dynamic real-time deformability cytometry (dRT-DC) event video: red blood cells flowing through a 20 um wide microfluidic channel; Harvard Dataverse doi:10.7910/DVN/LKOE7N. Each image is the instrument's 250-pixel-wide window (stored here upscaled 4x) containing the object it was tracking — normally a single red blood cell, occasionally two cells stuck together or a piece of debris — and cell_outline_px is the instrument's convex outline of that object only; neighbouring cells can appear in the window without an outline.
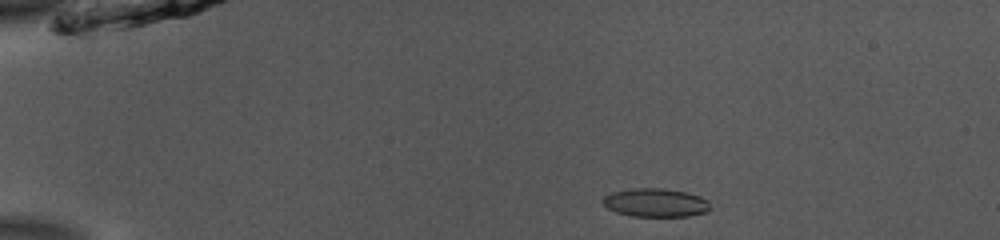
{"species": "common noctule bat (a hibernating species)", "species_latin": "Nyctalus noctula", "temperature_condition": "room temperature", "stored_images_in_passage": 43, "camera_frame_rate_fps": 3000, "um_per_image_px": 0.085, "animal": {"sex": "male", "body_mass_g": 13.0, "forearm_length_mm": 53.1}, "frame": {"image": 1, "passage_image": 1, "time_ms": 0.0, "image_size_px": [1000, 240], "cell_outline_px": [[712, 208], [708, 212], [688, 216], [632, 216], [616, 212], [608, 208], [604, 204], [604, 196], [612, 192], [632, 188], [664, 188], [684, 192], [700, 196], [708, 200]], "centroid_in_image_um": [55.77, 17.23], "position_along_channel_um": 29.2, "area_um2": 17.86}}
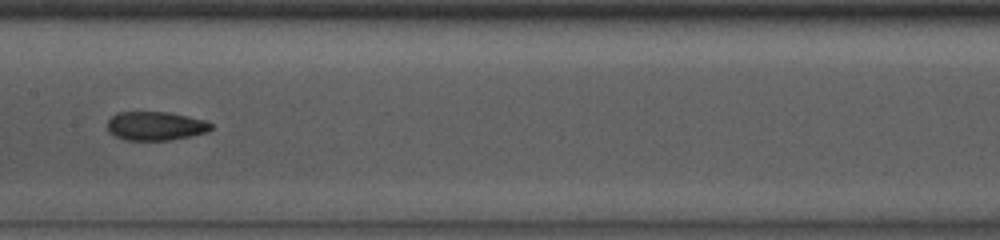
{"frame": {"image": 2, "passage_image": 19, "time_ms": 6.0, "image_size_px": [1000, 240], "cell_outline_px": [[212, 128], [208, 132], [168, 140], [124, 140], [108, 132], [108, 120], [116, 112], [168, 112], [204, 120], [212, 124]], "centroid_in_image_um": [13.19, 10.7], "position_along_channel_um": 194.2, "area_um2": 17.28}}
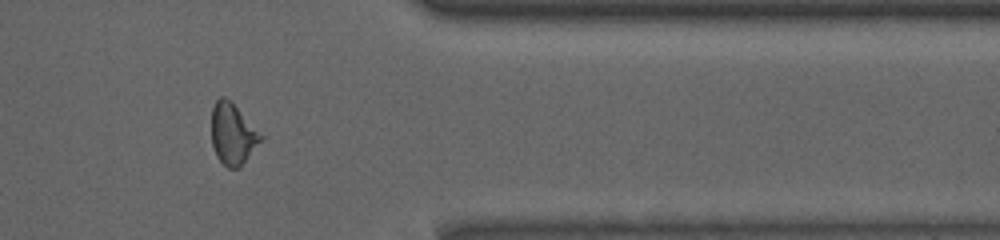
{"frame": {"image": 3, "passage_image": 35, "time_ms": 11.333, "image_size_px": [1000, 240], "cell_outline_px": [[264, 136], [240, 168], [228, 168], [216, 156], [212, 144], [212, 108], [216, 100], [220, 96], [224, 96]], "centroid_in_image_um": [19.76, 11.42], "position_along_channel_um": 391.6, "area_um2": 17.17}, "authors_computed_cell_mechanics": {"area_um2": 17.7446, "velocity_mm_per_s": 3.8867, "shape_relaxation_time_tau1_ms": null, "shape_relaxation_time_tau2_ms": 2.2896, "deformation_change_tau1": null, "deformation_change_tau2": 0.0919}}